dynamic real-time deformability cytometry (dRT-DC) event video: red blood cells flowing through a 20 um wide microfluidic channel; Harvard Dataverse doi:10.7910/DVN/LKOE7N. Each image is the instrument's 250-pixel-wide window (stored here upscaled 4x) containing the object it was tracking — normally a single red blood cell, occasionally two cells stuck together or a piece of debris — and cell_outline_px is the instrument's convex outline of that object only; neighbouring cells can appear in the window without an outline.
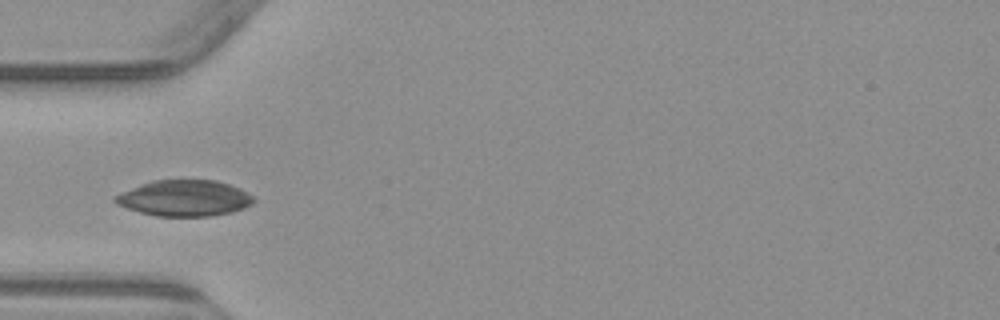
{"species": "common noctule bat (a hibernating species)", "species_latin": "Nyctalus noctula", "temperature_condition": "warm", "stored_images_in_passage": 7, "camera_frame_rate_fps": 3000, "um_per_image_px": 0.085, "animal": {"sex": "male", "body_mass_g": 23.1, "forearm_length_mm": 52.7}, "frame": {"image": 1, "passage_image": 5, "time_ms": 5.0, "image_size_px": [1000, 320], "cell_outline_px": [[256, 200], [252, 204], [244, 208], [232, 212], [212, 216], [156, 216], [140, 212], [116, 204], [112, 200], [112, 196], [140, 184], [152, 180], [216, 180], [240, 188], [248, 192]], "centroid_in_image_um": [15.67, 16.84], "position_along_channel_um": 69.3, "area_um2": 29.25}}
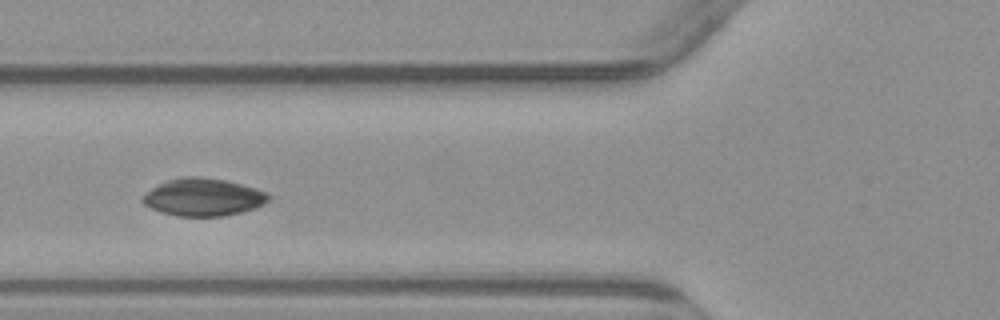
{"frame": {"image": 2, "passage_image": 6, "time_ms": 6.0, "image_size_px": [1000, 320], "cell_outline_px": [[272, 196], [264, 204], [240, 212], [224, 216], [176, 216], [160, 212], [144, 204], [140, 200], [144, 192], [168, 180], [184, 176], [200, 176], [224, 180], [256, 188], [268, 192]], "centroid_in_image_um": [17.26, 16.76], "position_along_channel_um": 108.5, "area_um2": 27.57}}
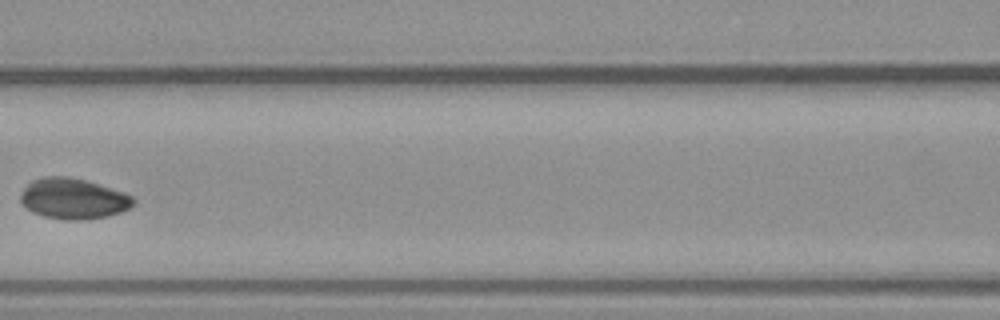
{"frame": {"image": 3, "passage_image": 7, "time_ms": 7.333, "image_size_px": [1000, 320], "cell_outline_px": [[136, 204], [132, 208], [108, 216], [84, 220], [68, 220], [44, 216], [32, 212], [20, 204], [20, 196], [24, 188], [32, 180], [44, 176], [68, 176], [100, 184], [124, 192], [132, 196], [136, 200]], "centroid_in_image_um": [6.25, 16.89], "position_along_channel_um": 160.4, "area_um2": 27.05}}